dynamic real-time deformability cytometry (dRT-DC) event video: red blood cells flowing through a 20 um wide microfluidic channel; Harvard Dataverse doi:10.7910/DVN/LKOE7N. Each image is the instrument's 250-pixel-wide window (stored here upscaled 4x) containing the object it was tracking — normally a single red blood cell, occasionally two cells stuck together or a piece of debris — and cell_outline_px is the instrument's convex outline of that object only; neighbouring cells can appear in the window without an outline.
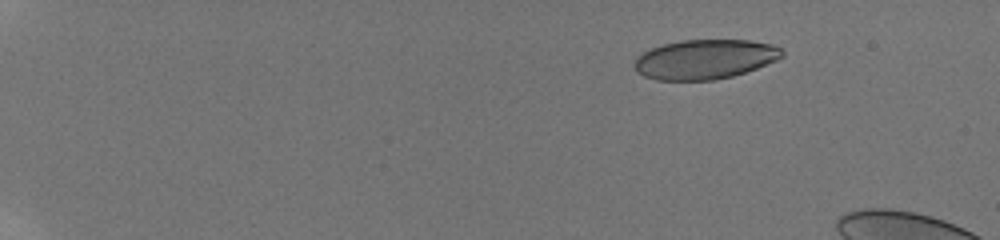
{"species": "human", "species_latin": "Homo sapiens", "temperature_condition": "room temperature", "stored_images_in_passage": 12, "camera_frame_rate_fps": 3000, "um_per_image_px": 0.085, "donor": {"sex": "male"}, "frame": {"image": 1, "passage_image": 6, "time_ms": 3.333, "image_size_px": [1000, 240], "cell_outline_px": [[784, 56], [776, 60], [756, 68], [732, 76], [712, 80], [656, 80], [644, 76], [636, 72], [632, 68], [636, 56], [652, 48], [664, 44], [680, 40], [748, 40], [772, 44], [780, 48], [784, 52]], "centroid_in_image_um": [59.88, 5.04], "position_along_channel_um": 25.1, "area_um2": 34.1}}